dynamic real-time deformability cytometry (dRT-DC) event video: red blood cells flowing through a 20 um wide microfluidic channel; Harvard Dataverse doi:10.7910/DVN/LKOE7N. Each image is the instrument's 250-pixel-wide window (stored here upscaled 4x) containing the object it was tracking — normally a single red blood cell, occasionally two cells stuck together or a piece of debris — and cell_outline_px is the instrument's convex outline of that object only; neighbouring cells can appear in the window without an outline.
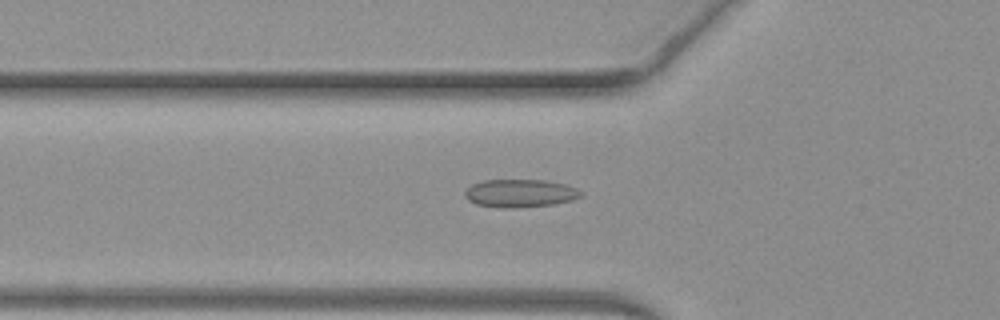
{"species": "common noctule bat (a hibernating species)", "species_latin": "Nyctalus noctula", "temperature_condition": "warm", "stored_images_in_passage": 51, "camera_frame_rate_fps": 3000, "um_per_image_px": 0.085, "animal": {"sex": "female", "body_mass_g": 19.3, "forearm_length_mm": 54.1}, "frame": {"image": 1, "passage_image": 18, "time_ms": 5.667, "image_size_px": [1000, 320], "cell_outline_px": [[584, 196], [572, 200], [552, 204], [512, 208], [500, 208], [476, 204], [468, 200], [464, 196], [464, 192], [472, 184], [484, 180], [544, 180], [564, 184], [576, 188], [584, 192]], "centroid_in_image_um": [44.21, 16.43], "position_along_channel_um": 81.6, "area_um2": 18.96}}
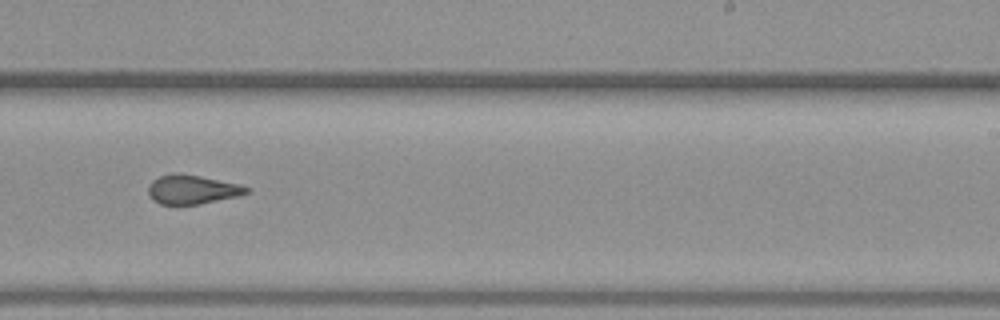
{"frame": {"image": 2, "passage_image": 32, "time_ms": 10.333, "image_size_px": [1000, 320], "cell_outline_px": [[248, 192], [240, 196], [196, 204], [160, 204], [152, 200], [148, 192], [148, 184], [152, 180], [160, 176], [172, 172], [180, 172], [240, 184], [248, 188]], "centroid_in_image_um": [16.29, 16.09], "position_along_channel_um": 272.7, "area_um2": 16.7}}
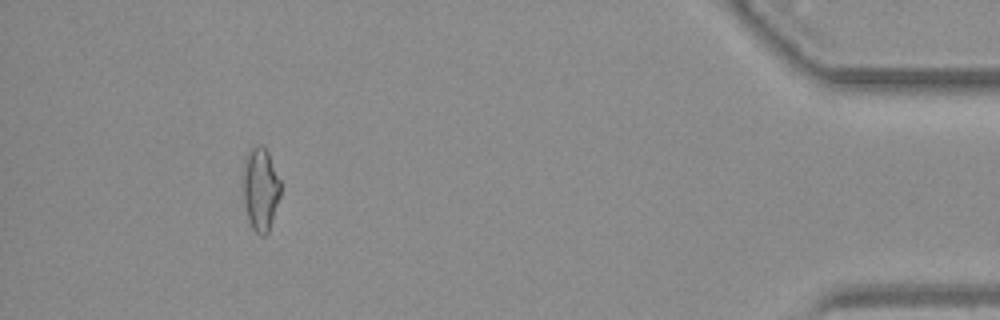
{"frame": {"image": 3, "passage_image": 47, "time_ms": 15.333, "image_size_px": [1000, 320], "cell_outline_px": [[280, 196], [268, 232], [264, 236], [260, 236], [252, 228], [248, 220], [244, 204], [244, 156], [256, 144], [260, 144], [268, 152], [280, 180]], "centroid_in_image_um": [22.14, 16.07], "position_along_channel_um": 413.1, "area_um2": 18.03}, "authors_computed_cell_mechanics": {"area_um2": 17.8024, "velocity_mm_per_s": 4.0774, "shape_relaxation_time_tau1_ms": 10.8039, "shape_relaxation_time_tau2_ms": 1.3213, "deformation_change_tau1": 0.2299, "deformation_change_tau2": 0.0849}}